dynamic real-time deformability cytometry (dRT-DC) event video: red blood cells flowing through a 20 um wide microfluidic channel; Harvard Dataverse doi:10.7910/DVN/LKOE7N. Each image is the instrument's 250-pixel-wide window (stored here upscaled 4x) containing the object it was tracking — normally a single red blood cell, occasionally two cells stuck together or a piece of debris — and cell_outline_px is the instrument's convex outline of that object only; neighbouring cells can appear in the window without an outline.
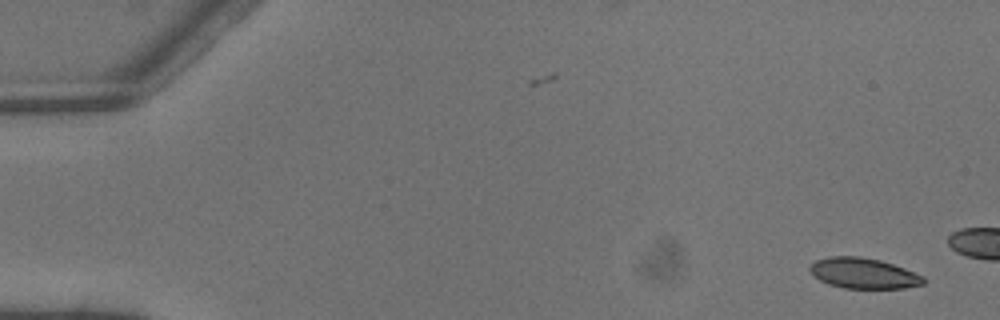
{"species": "common noctule bat (a hibernating species)", "species_latin": "Nyctalus noctula", "temperature_condition": "warm", "stored_images_in_passage": 4, "camera_frame_rate_fps": 3000, "um_per_image_px": 0.085, "animal": {"sex": "male", "body_mass_g": 13.3}, "frame": {"image": 1, "passage_image": 1, "time_ms": 0.0, "image_size_px": [1000, 320], "cell_outline_px": [[924, 284], [904, 288], [844, 288], [828, 284], [812, 276], [808, 268], [816, 260], [828, 256], [860, 256], [880, 260], [904, 268], [924, 276]], "centroid_in_image_um": [73.37, 23.22], "position_along_channel_um": 11.6, "area_um2": 20.29}}